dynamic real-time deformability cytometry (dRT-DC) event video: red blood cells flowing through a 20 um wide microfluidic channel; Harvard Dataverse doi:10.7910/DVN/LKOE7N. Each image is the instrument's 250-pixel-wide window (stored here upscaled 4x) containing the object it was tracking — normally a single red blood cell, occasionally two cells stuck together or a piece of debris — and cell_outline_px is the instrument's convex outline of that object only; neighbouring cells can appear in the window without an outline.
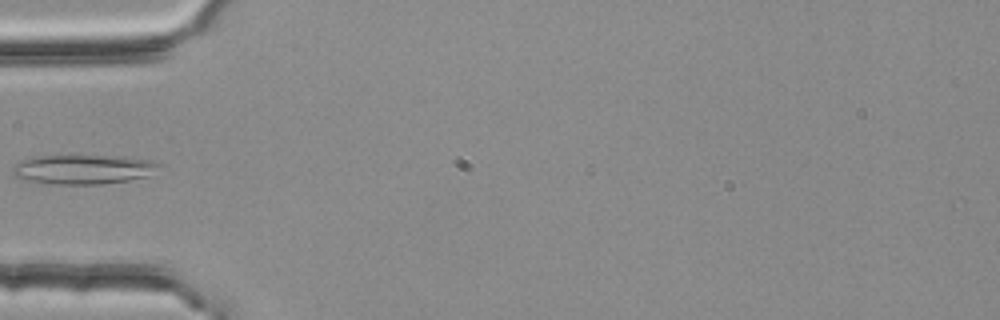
{"species": "common noctule bat (a hibernating species)", "species_latin": "Nyctalus noctula", "temperature_condition": "room temperature", "stored_images_in_passage": 2, "camera_frame_rate_fps": 3000, "um_per_image_px": 0.085, "animal": {"sex": "female", "body_mass_g": 25.1}, "frame": {"image": 1, "passage_image": 2, "time_ms": 0.333, "image_size_px": [1000, 320], "cell_outline_px": [[160, 164], [148, 176], [128, 180], [100, 184], [56, 184], [28, 180], [12, 176], [12, 168], [20, 160], [36, 156], [124, 156], [148, 160]], "centroid_in_image_um": [7.02, 14.39], "position_along_channel_um": 78.0, "area_um2": 24.8}}